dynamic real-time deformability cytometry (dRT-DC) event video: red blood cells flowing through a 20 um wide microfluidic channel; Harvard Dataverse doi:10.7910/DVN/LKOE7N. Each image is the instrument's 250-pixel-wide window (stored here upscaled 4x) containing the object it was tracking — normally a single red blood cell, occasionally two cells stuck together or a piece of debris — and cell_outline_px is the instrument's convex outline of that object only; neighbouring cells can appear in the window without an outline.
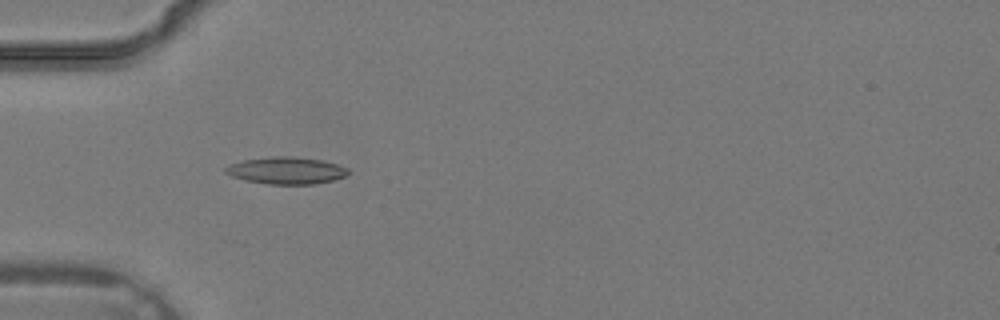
{"species": "common noctule bat (a hibernating species)", "species_latin": "Nyctalus noctula", "temperature_condition": "warm", "stored_images_in_passage": 30, "camera_frame_rate_fps": 3000, "um_per_image_px": 0.085, "animal": {"sex": "male", "body_mass_g": 19.2, "forearm_length_mm": 51.8}, "frame": {"image": 1, "passage_image": 12, "time_ms": 3.667, "image_size_px": [1000, 320], "cell_outline_px": [[352, 172], [344, 176], [332, 180], [312, 184], [268, 184], [244, 180], [232, 176], [224, 172], [224, 168], [228, 164], [244, 160], [276, 156], [288, 156], [324, 160], [348, 168]], "centroid_in_image_um": [24.32, 14.49], "position_along_channel_um": 60.7, "area_um2": 19.31}}
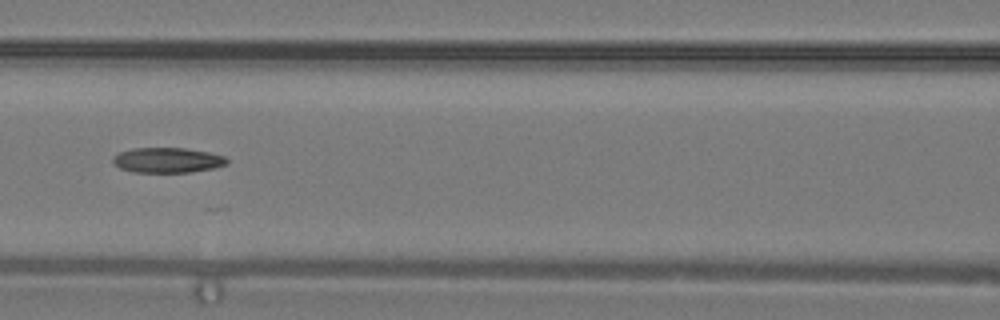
{"frame": {"image": 2, "passage_image": 17, "time_ms": 5.333, "image_size_px": [1000, 320], "cell_outline_px": [[228, 164], [212, 168], [192, 172], [132, 172], [120, 168], [112, 160], [112, 156], [120, 152], [132, 148], [184, 148], [208, 152], [224, 156], [228, 160]], "centroid_in_image_um": [14.22, 13.61], "position_along_channel_um": 152.4, "area_um2": 16.65}}
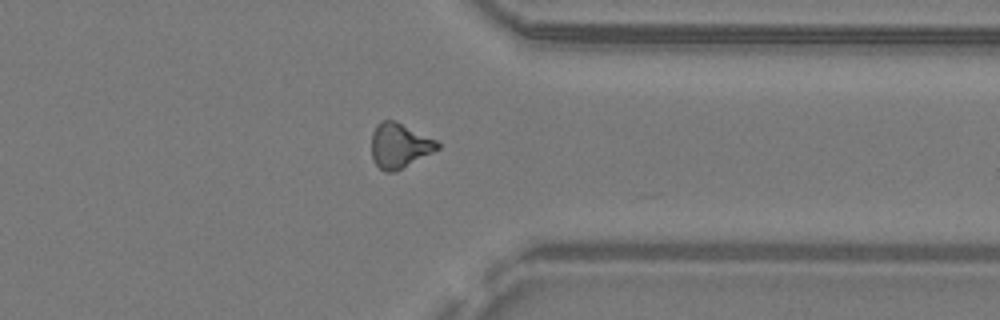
{"frame": {"image": 3, "passage_image": 29, "time_ms": 9.333, "image_size_px": [1000, 320], "cell_outline_px": [[440, 148], [396, 172], [384, 172], [376, 164], [372, 156], [372, 132], [376, 124], [380, 120], [396, 120], [436, 140], [440, 144]], "centroid_in_image_um": [33.94, 12.37], "position_along_channel_um": 377.5, "area_um2": 17.34}}